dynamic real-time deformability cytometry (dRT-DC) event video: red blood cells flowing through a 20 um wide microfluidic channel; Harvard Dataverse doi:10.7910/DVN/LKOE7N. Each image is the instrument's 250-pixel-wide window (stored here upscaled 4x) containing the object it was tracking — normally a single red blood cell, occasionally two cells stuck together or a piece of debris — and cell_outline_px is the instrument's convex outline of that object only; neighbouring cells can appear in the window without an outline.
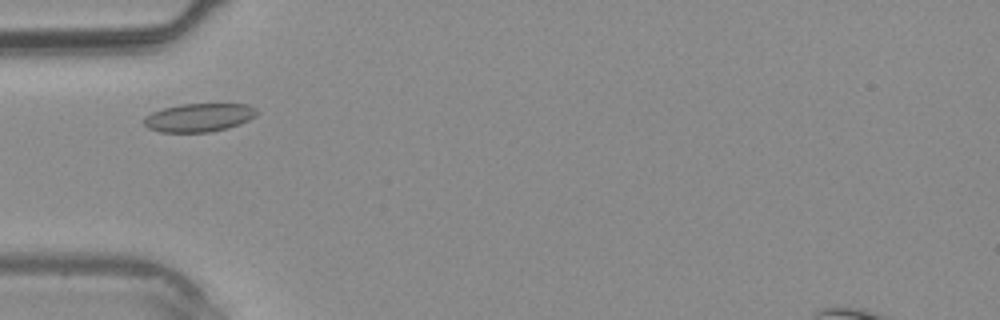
{"species": "common noctule bat (a hibernating species)", "species_latin": "Nyctalus noctula", "temperature_condition": "warm", "stored_images_in_passage": 33, "camera_frame_rate_fps": 3000, "um_per_image_px": 0.085, "animal": {"sex": "male", "body_mass_g": 20.4}, "frame": {"image": 1, "passage_image": 6, "time_ms": 1.667, "image_size_px": [1000, 320], "cell_outline_px": [[260, 112], [248, 120], [240, 124], [228, 128], [212, 132], [160, 132], [148, 128], [144, 124], [144, 116], [152, 112], [164, 108], [180, 104], [248, 104], [256, 108]], "centroid_in_image_um": [16.93, 9.99], "position_along_channel_um": 68.1, "area_um2": 18.79}}
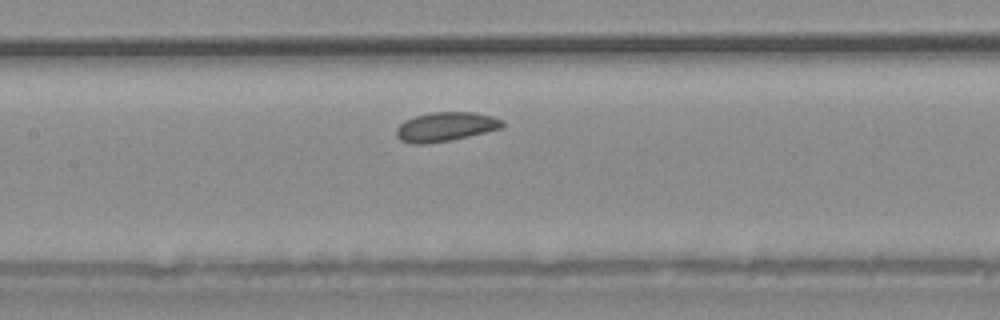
{"frame": {"image": 2, "passage_image": 12, "time_ms": 3.667, "image_size_px": [1000, 320], "cell_outline_px": [[504, 128], [468, 136], [428, 144], [412, 144], [400, 140], [396, 136], [396, 128], [404, 120], [416, 116], [432, 112], [472, 112], [492, 116], [500, 120], [504, 124]], "centroid_in_image_um": [37.85, 10.78], "position_along_channel_um": 169.6, "area_um2": 17.98}}
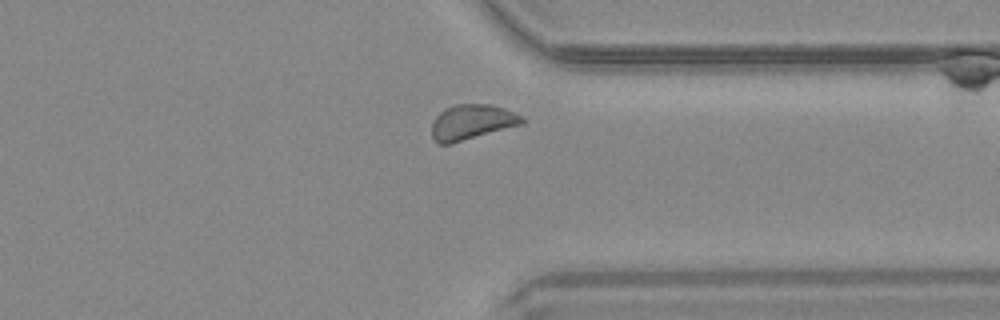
{"frame": {"image": 3, "passage_image": 24, "time_ms": 7.667, "image_size_px": [1000, 320], "cell_outline_px": [[524, 124], [452, 144], [440, 144], [432, 136], [432, 124], [436, 116], [444, 108], [456, 104], [492, 104], [504, 108], [520, 116], [524, 120]], "centroid_in_image_um": [40.1, 10.38], "position_along_channel_um": 371.3, "area_um2": 18.55}}